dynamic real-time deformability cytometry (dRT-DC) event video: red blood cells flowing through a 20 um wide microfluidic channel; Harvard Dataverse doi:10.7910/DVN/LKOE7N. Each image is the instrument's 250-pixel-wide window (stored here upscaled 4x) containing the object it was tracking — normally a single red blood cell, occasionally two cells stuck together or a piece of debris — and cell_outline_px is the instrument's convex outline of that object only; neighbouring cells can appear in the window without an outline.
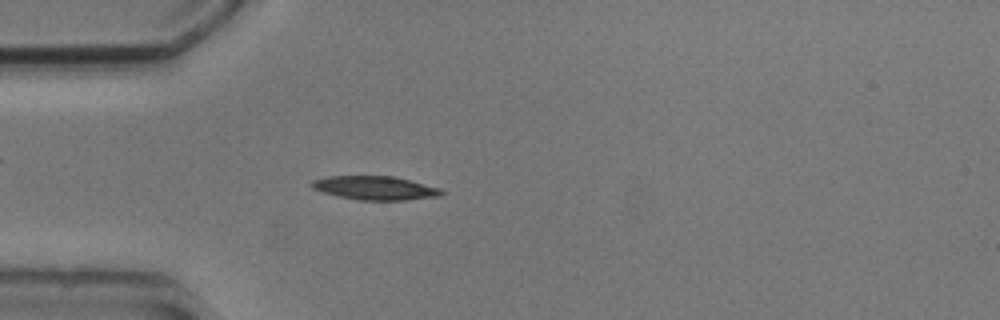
{"species": "common noctule bat (a hibernating species)", "species_latin": "Nyctalus noctula", "temperature_condition": "cold", "stored_images_in_passage": 3, "camera_frame_rate_fps": 3000, "um_per_image_px": 0.085, "animal": {"sex": "male", "body_mass_g": 20.5, "forearm_length_mm": 52.5}, "frame": {"image": 1, "passage_image": 3, "time_ms": 2.333, "image_size_px": [1000, 320], "cell_outline_px": [[444, 196], [404, 200], [356, 200], [324, 192], [312, 188], [308, 184], [312, 180], [328, 176], [392, 176], [440, 188], [444, 192]], "centroid_in_image_um": [31.88, 15.98], "position_along_channel_um": 53.1, "area_um2": 17.92}}